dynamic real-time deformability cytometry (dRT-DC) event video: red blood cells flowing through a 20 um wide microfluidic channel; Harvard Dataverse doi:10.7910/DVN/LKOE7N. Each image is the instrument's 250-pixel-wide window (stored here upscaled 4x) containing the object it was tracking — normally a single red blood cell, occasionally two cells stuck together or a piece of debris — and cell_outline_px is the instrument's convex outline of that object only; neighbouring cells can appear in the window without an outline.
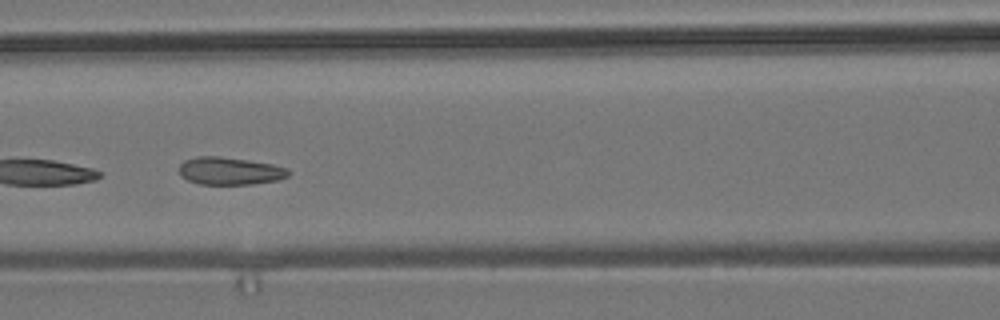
{"species": "common noctule bat (a hibernating species)", "species_latin": "Nyctalus noctula", "temperature_condition": "room temperature", "stored_images_in_passage": 16, "camera_frame_rate_fps": 3000, "um_per_image_px": 0.085, "animal": {"sex": "male", "body_mass_g": 19.2, "forearm_length_mm": 51.8}, "frame": {"image": 1, "passage_image": 10, "time_ms": 3.0, "image_size_px": [1000, 320], "cell_outline_px": [[292, 172], [288, 176], [280, 180], [252, 184], [200, 184], [188, 180], [180, 176], [180, 164], [184, 160], [196, 156], [220, 156], [248, 160], [272, 164], [288, 168]], "centroid_in_image_um": [19.56, 14.53], "position_along_channel_um": 147.0, "area_um2": 17.74}}